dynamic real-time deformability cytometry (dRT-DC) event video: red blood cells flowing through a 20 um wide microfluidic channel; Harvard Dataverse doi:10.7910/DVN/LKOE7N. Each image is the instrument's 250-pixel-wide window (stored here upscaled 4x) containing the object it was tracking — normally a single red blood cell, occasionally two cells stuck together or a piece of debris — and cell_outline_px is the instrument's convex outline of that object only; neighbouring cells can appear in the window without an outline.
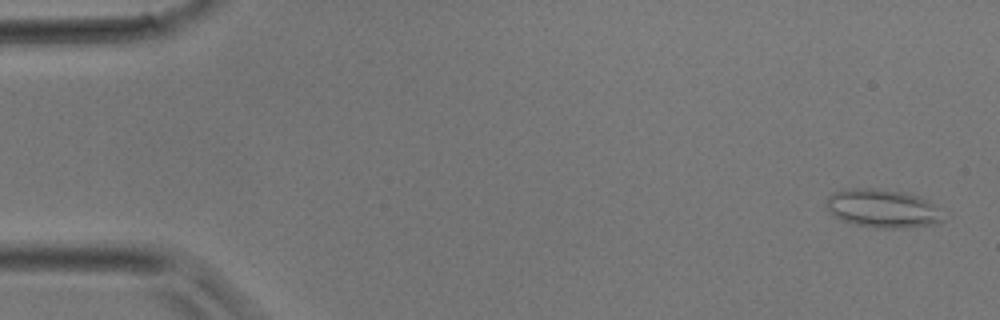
{"species": "common noctule bat (a hibernating species)", "species_latin": "Nyctalus noctula", "temperature_condition": "room temperature", "stored_images_in_passage": 8, "camera_frame_rate_fps": 3000, "um_per_image_px": 0.085, "animal": {"sex": "male", "body_mass_g": 17.9}, "frame": {"image": 1, "passage_image": 2, "time_ms": 0.333, "image_size_px": [1000, 320], "cell_outline_px": [[944, 220], [936, 224], [908, 228], [876, 228], [852, 224], [840, 220], [828, 208], [828, 196], [832, 192], [848, 188], [872, 188], [900, 192], [920, 196], [928, 200], [936, 208]], "centroid_in_image_um": [75.02, 17.73], "position_along_channel_um": 10.0, "area_um2": 26.01}}